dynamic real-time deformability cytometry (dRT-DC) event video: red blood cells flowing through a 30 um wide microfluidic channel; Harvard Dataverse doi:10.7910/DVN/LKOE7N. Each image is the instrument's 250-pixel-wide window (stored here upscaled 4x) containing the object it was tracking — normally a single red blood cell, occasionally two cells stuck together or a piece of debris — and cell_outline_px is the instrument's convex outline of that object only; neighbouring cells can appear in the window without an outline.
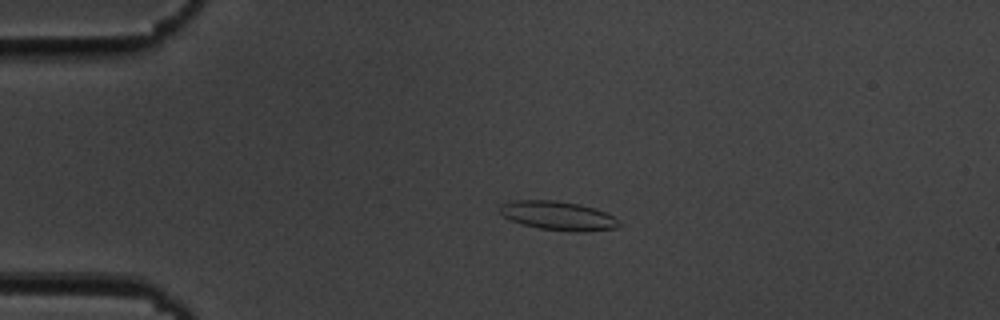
{"species": "common noctule bat (a hibernating species)", "species_latin": "Nyctalus noctula", "temperature_condition": "cold", "stored_images_in_passage": 55, "camera_frame_rate_fps": 3000, "um_per_image_px": 0.085, "animal": {"sex": "male", "body_mass_g": 19.5, "forearm_length_mm": 54.6}, "frame": {"image": 1, "passage_image": 12, "time_ms": 3.667, "image_size_px": [1000, 320], "cell_outline_px": [[624, 224], [616, 228], [584, 232], [572, 232], [540, 228], [520, 224], [504, 216], [496, 208], [500, 204], [512, 200], [556, 200], [580, 204], [596, 208], [612, 216]], "centroid_in_image_um": [47.43, 18.33], "position_along_channel_um": 37.6, "area_um2": 20.4}}
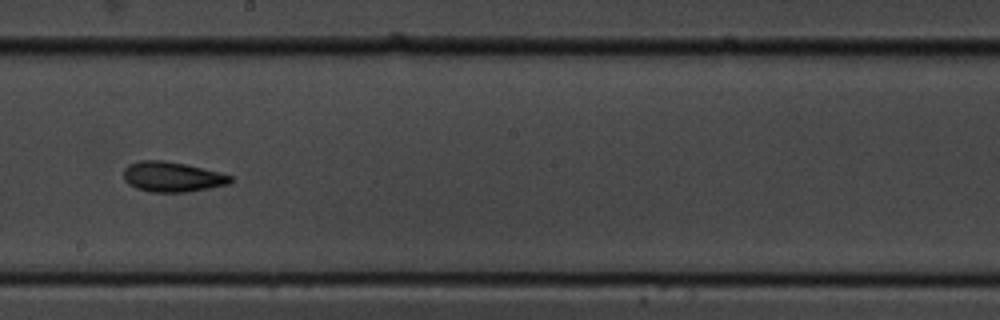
{"frame": {"image": 2, "passage_image": 31, "time_ms": 10.0, "image_size_px": [1000, 320], "cell_outline_px": [[232, 180], [228, 184], [208, 188], [184, 192], [152, 192], [136, 188], [128, 184], [124, 180], [124, 168], [128, 164], [140, 160], [164, 160], [184, 164], [220, 172], [232, 176]], "centroid_in_image_um": [14.6, 15.02], "position_along_channel_um": 233.6, "area_um2": 18.67}}
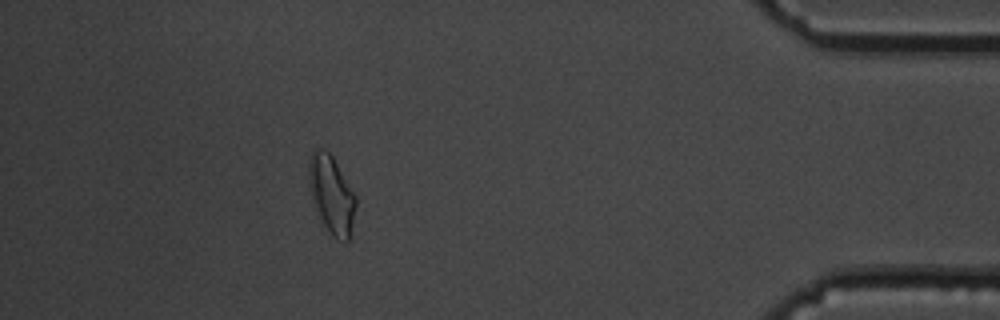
{"frame": {"image": 3, "passage_image": 49, "time_ms": 16.0, "image_size_px": [1000, 320], "cell_outline_px": [[356, 204], [352, 224], [348, 240], [344, 244], [332, 236], [324, 224], [312, 200], [308, 184], [308, 164], [312, 148], [324, 148], [332, 156], [356, 196]], "centroid_in_image_um": [28.15, 16.5], "position_along_channel_um": 407.0, "area_um2": 21.27}, "authors_computed_cell_mechanics": {"area_um2": 19.1896, "velocity_mm_per_s": 3.6677, "shape_relaxation_time_tau1_ms": 3.608, "shape_relaxation_time_tau2_ms": 3.9413, "deformation_change_tau1": 0.1291, "deformation_change_tau2": 0.0794}}